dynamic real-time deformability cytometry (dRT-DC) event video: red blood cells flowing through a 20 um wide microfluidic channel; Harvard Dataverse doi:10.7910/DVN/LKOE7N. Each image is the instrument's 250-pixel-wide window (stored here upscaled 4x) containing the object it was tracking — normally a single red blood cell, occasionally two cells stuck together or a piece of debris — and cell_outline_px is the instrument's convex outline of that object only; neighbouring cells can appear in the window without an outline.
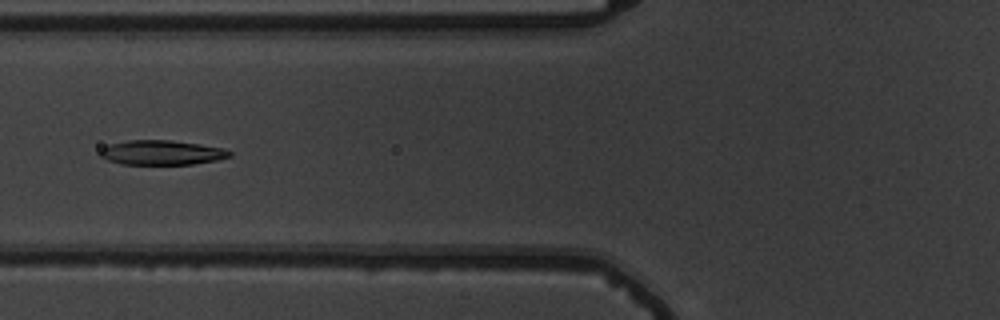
{"species": "common noctule bat (a hibernating species)", "species_latin": "Nyctalus noctula", "temperature_condition": "warm", "stored_images_in_passage": 41, "camera_frame_rate_fps": 3000, "um_per_image_px": 0.085, "animal": {"sex": "male", "body_mass_g": 19.5, "forearm_length_mm": 54.6}, "frame": {"image": 1, "passage_image": 8, "time_ms": 2.333, "image_size_px": [1000, 320], "cell_outline_px": [[232, 156], [216, 160], [192, 164], [120, 164], [108, 160], [100, 156], [100, 152], [108, 144], [128, 140], [172, 140], [200, 144], [224, 148], [232, 152]], "centroid_in_image_um": [13.76, 12.96], "position_along_channel_um": 112.0, "area_um2": 18.55}}
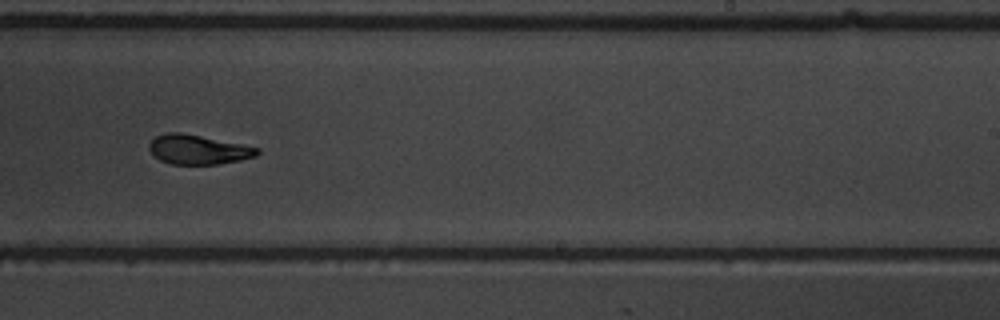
{"frame": {"image": 2, "passage_image": 21, "time_ms": 6.667, "image_size_px": [1000, 320], "cell_outline_px": [[260, 152], [256, 156], [240, 160], [220, 164], [172, 164], [160, 160], [148, 148], [148, 144], [156, 136], [168, 132], [180, 132], [260, 148]], "centroid_in_image_um": [16.84, 12.72], "position_along_channel_um": 272.2, "area_um2": 18.32}}
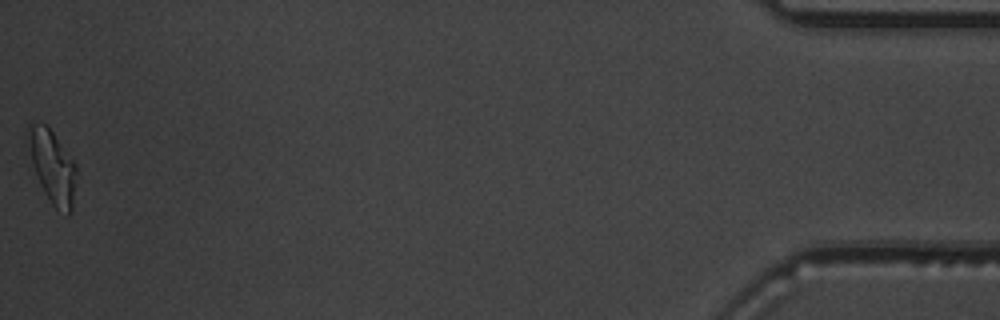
{"frame": {"image": 3, "passage_image": 41, "time_ms": 13.333, "image_size_px": [1000, 320], "cell_outline_px": [[76, 172], [72, 208], [68, 216], [56, 208], [52, 204], [44, 192], [40, 184], [32, 160], [28, 132], [28, 124], [44, 124], [52, 132], [76, 164]], "centroid_in_image_um": [4.49, 14.21], "position_along_channel_um": 430.7, "area_um2": 19.59}, "authors_computed_cell_mechanics": {"area_um2": 18.9584, "velocity_mm_per_s": 3.6975, "shape_relaxation_time_tau1_ms": 4.5571, "shape_relaxation_time_tau2_ms": 3.4097, "deformation_change_tau1": 0.1847, "deformation_change_tau2": 0.1069}}